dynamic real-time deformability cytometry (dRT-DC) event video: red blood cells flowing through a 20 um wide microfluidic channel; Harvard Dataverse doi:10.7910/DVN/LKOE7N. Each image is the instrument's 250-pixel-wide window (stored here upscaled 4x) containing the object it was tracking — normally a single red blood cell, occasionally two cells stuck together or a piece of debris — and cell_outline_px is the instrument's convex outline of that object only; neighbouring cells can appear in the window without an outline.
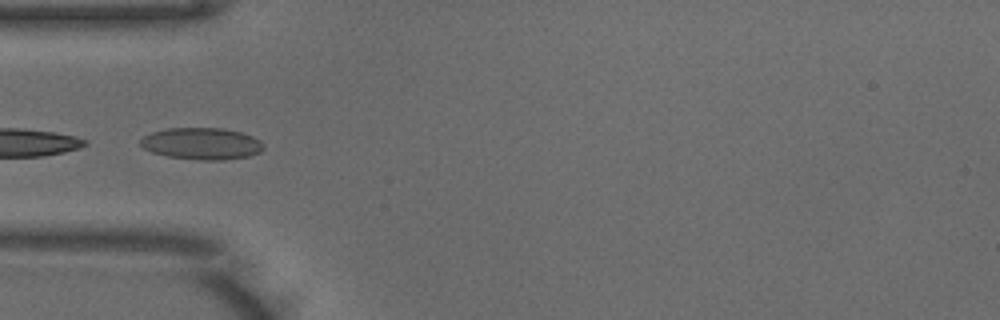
{"species": "common noctule bat (a hibernating species)", "species_latin": "Nyctalus noctula", "temperature_condition": "warm", "stored_images_in_passage": 19, "camera_frame_rate_fps": 3000, "um_per_image_px": 0.085, "animal": {"sex": "male", "body_mass_g": 18.8}, "frame": {"image": 1, "passage_image": 15, "time_ms": 4.667, "image_size_px": [1000, 320], "cell_outline_px": [[264, 148], [260, 152], [248, 156], [224, 160], [200, 160], [168, 156], [152, 152], [144, 148], [140, 144], [140, 140], [144, 136], [152, 132], [168, 128], [224, 128], [240, 132], [252, 136], [260, 140], [264, 144]], "centroid_in_image_um": [17.16, 12.2], "position_along_channel_um": 67.8, "area_um2": 22.77}}